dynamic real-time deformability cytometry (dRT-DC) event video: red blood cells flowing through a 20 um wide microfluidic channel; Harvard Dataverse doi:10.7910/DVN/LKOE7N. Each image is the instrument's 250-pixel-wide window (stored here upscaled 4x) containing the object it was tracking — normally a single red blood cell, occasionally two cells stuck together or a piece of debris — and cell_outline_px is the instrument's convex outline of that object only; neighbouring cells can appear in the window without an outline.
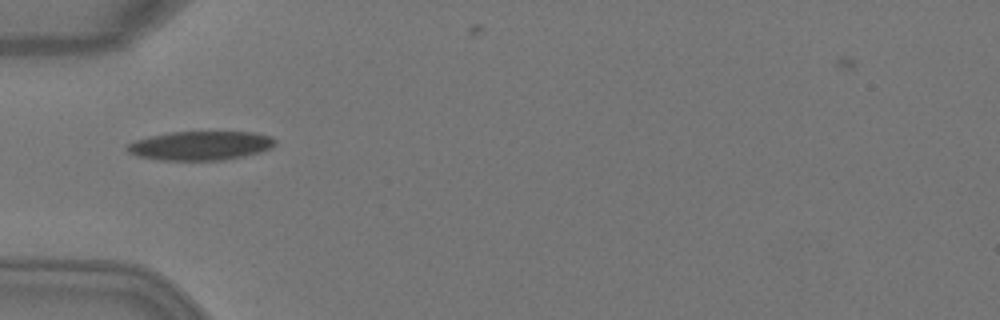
{"species": "Egyptian fruit bat (a non-hibernating species)", "species_latin": "Rousettus aegyptiacus", "temperature_condition": "warm", "stored_images_in_passage": 2, "camera_frame_rate_fps": 3000, "um_per_image_px": 0.085, "animal": {"sex": "female"}, "frame": {"image": 1, "passage_image": 1, "time_ms": 0.0, "image_size_px": [1000, 320], "cell_outline_px": [[276, 144], [272, 148], [260, 152], [244, 156], [224, 160], [156, 160], [136, 156], [128, 152], [124, 148], [128, 144], [136, 140], [152, 136], [172, 132], [252, 132], [272, 136], [276, 140]], "centroid_in_image_um": [17.05, 12.39], "position_along_channel_um": 67.9, "area_um2": 25.14}}